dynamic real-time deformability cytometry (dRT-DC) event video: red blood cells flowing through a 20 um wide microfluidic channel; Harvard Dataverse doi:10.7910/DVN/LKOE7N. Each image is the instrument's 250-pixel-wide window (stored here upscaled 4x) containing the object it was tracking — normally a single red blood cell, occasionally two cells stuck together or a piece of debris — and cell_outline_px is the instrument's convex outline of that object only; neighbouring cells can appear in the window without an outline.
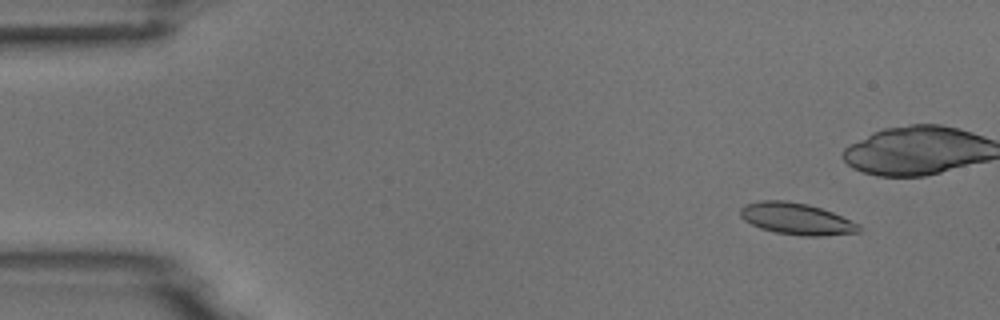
{"species": "common noctule bat (a hibernating species)", "species_latin": "Nyctalus noctula", "temperature_condition": "room temperature", "stored_images_in_passage": 5, "camera_frame_rate_fps": 3000, "um_per_image_px": 0.085, "animal": {"sex": "male", "body_mass_g": 18.8}, "frame": {"image": 1, "passage_image": 1, "time_ms": 0.0, "image_size_px": [1000, 320], "cell_outline_px": [[864, 228], [860, 232], [824, 236], [800, 236], [776, 232], [760, 228], [744, 220], [740, 216], [740, 208], [744, 204], [760, 200], [784, 200], [808, 204], [832, 212], [860, 224]], "centroid_in_image_um": [67.72, 18.6], "position_along_channel_um": 17.3, "area_um2": 22.08}}